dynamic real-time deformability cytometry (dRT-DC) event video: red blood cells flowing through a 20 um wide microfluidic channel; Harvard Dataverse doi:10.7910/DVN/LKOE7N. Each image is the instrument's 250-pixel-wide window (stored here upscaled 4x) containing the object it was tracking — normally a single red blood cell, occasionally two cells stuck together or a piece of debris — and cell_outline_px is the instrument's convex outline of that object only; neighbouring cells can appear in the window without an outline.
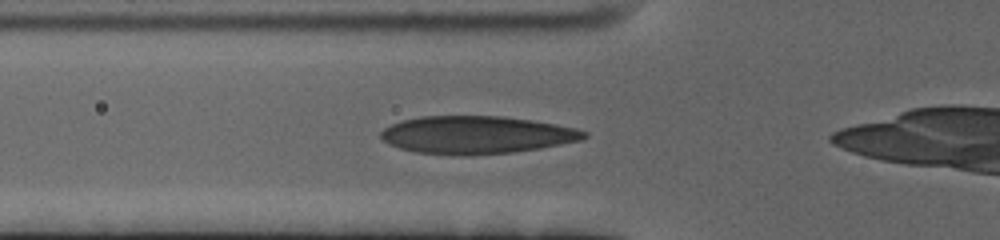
{"species": "human", "species_latin": "Homo sapiens", "temperature_condition": "cold", "stored_images_in_passage": 42, "camera_frame_rate_fps": 3000, "um_per_image_px": 0.085, "donor": {"sex": "female"}, "frame": {"image": 1, "passage_image": 10, "time_ms": 3.0, "image_size_px": [1000, 240], "cell_outline_px": [[588, 136], [580, 140], [540, 148], [512, 152], [468, 156], [464, 156], [416, 152], [400, 148], [388, 144], [380, 136], [380, 132], [384, 128], [392, 124], [404, 120], [424, 116], [504, 116], [532, 120], [556, 124], [576, 128], [588, 132]], "centroid_in_image_um": [40.51, 11.47], "position_along_channel_um": 85.3, "area_um2": 44.68}}
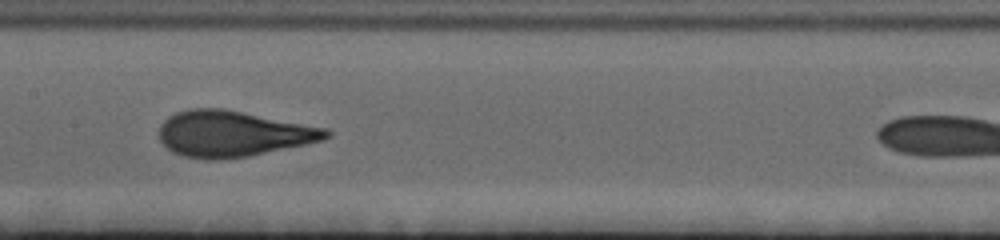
{"frame": {"image": 2, "passage_image": 19, "time_ms": 6.0, "image_size_px": [1000, 240], "cell_outline_px": [[332, 136], [324, 140], [248, 156], [220, 160], [208, 160], [184, 156], [172, 152], [160, 140], [160, 124], [168, 116], [176, 112], [192, 108], [224, 108], [328, 128], [332, 132]], "centroid_in_image_um": [19.81, 11.36], "position_along_channel_um": 187.6, "area_um2": 44.85}}
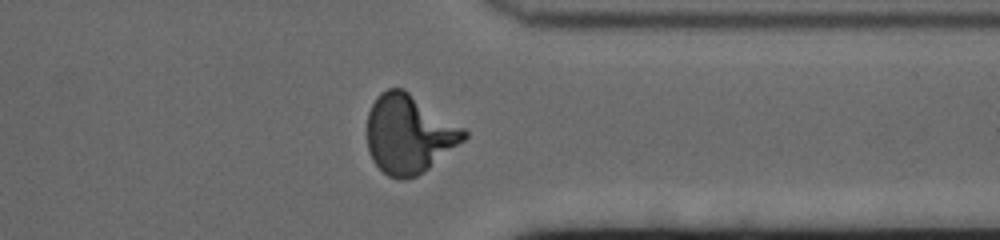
{"frame": {"image": 3, "passage_image": 36, "time_ms": 11.667, "image_size_px": [1000, 240], "cell_outline_px": [[468, 136], [464, 140], [428, 168], [416, 176], [404, 180], [400, 180], [388, 176], [372, 160], [368, 152], [368, 112], [376, 96], [380, 92], [388, 88], [404, 88], [464, 128], [468, 132]], "centroid_in_image_um": [34.75, 11.38], "position_along_channel_um": 376.7, "area_um2": 44.27}, "authors_computed_cell_mechanics": {"area_um2": 43.7257, "velocity_mm_per_s": 3.3869, "shape_relaxation_time_tau1_ms": 4.9156, "shape_relaxation_time_tau2_ms": null, "deformation_change_tau1": 0.2137, "deformation_change_tau2": null}}